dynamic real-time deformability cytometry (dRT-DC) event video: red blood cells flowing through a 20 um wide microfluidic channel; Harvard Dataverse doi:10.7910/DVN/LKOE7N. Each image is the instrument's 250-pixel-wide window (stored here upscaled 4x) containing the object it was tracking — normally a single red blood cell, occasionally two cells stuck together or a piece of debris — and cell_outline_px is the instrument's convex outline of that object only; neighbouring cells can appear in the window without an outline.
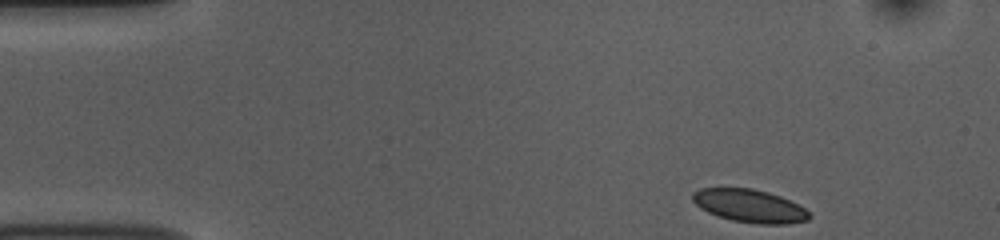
{"species": "common noctule bat (a hibernating species)", "species_latin": "Nyctalus noctula", "temperature_condition": "room temperature", "stored_images_in_passage": 47, "camera_frame_rate_fps": 3000, "um_per_image_px": 0.085, "animal": {"sex": "female", "body_mass_g": 10.0, "forearm_length_mm": 53.1}, "frame": {"image": 1, "passage_image": 1, "time_ms": 0.0, "image_size_px": [1000, 240], "cell_outline_px": [[812, 216], [808, 220], [788, 224], [756, 224], [732, 220], [716, 216], [700, 208], [692, 200], [692, 192], [700, 188], [752, 188], [768, 192], [780, 196], [804, 208]], "centroid_in_image_um": [63.69, 17.5], "position_along_channel_um": 21.3, "area_um2": 22.48}}
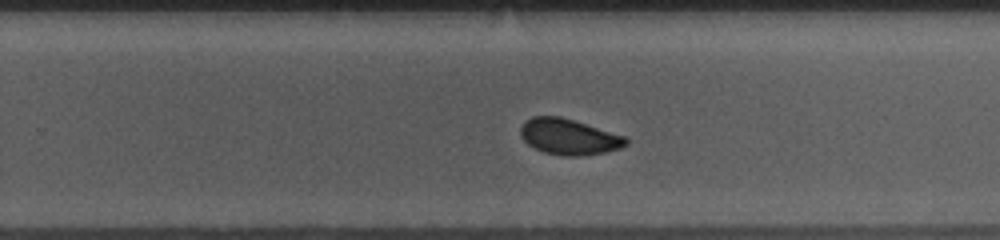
{"frame": {"image": 2, "passage_image": 28, "time_ms": 9.0, "image_size_px": [1000, 240], "cell_outline_px": [[628, 144], [620, 148], [604, 152], [584, 156], [564, 156], [544, 152], [528, 144], [520, 136], [520, 128], [524, 120], [532, 116], [560, 116], [628, 136]], "centroid_in_image_um": [48.37, 11.62], "position_along_channel_um": 281.4, "area_um2": 22.25}}
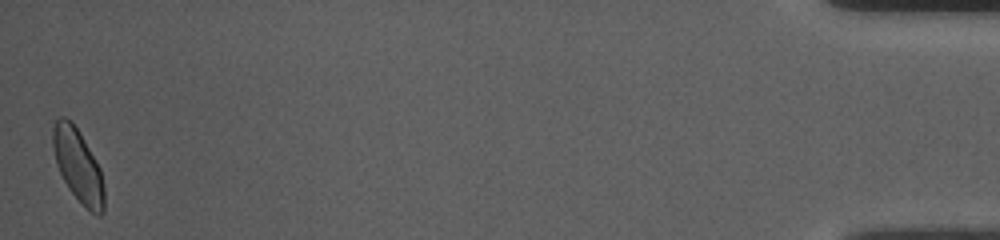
{"frame": {"image": 3, "passage_image": 47, "time_ms": 15.333, "image_size_px": [1000, 240], "cell_outline_px": [[104, 212], [100, 216], [96, 216], [68, 188], [56, 164], [52, 148], [52, 128], [56, 120], [60, 116], [64, 116], [72, 120], [80, 132], [100, 168], [104, 188]], "centroid_in_image_um": [6.62, 14.03], "position_along_channel_um": 428.6, "area_um2": 21.79}, "authors_computed_cell_mechanics": {"area_um2": 22.4264, "velocity_mm_per_s": 3.7638, "shape_relaxation_time_tau1_ms": 2.6573, "shape_relaxation_time_tau2_ms": 1.1723, "deformation_change_tau1": 0.071, "deformation_change_tau2": 0.0411}}